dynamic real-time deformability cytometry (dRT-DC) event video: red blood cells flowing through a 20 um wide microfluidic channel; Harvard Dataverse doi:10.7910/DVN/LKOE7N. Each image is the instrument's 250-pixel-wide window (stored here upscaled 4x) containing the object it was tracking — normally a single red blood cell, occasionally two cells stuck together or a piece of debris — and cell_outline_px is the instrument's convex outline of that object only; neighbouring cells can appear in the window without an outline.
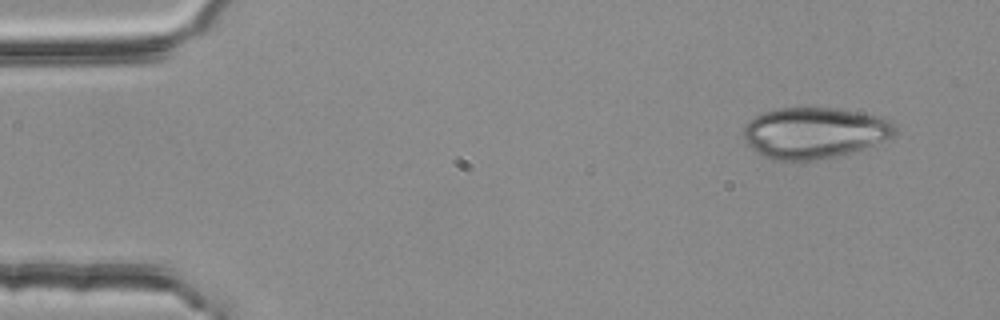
{"species": "common noctule bat (a hibernating species)", "species_latin": "Nyctalus noctula", "temperature_condition": "room temperature", "stored_images_in_passage": 4, "segment_of_instrument_passage": [1, 2], "camera_frame_rate_fps": 3000, "um_per_image_px": 0.085, "animal": {"sex": "female", "body_mass_g": 25.1}, "frame": {"image": 1, "passage_image": 1, "time_ms": 0.0, "image_size_px": [1000, 320], "cell_outline_px": [[896, 132], [892, 136], [872, 144], [836, 156], [816, 160], [772, 160], [764, 156], [752, 148], [744, 140], [744, 128], [748, 120], [764, 112], [780, 108], [836, 108], [876, 116], [892, 120], [896, 128]], "centroid_in_image_um": [69.18, 11.28], "position_along_channel_um": 15.8, "area_um2": 44.45}}